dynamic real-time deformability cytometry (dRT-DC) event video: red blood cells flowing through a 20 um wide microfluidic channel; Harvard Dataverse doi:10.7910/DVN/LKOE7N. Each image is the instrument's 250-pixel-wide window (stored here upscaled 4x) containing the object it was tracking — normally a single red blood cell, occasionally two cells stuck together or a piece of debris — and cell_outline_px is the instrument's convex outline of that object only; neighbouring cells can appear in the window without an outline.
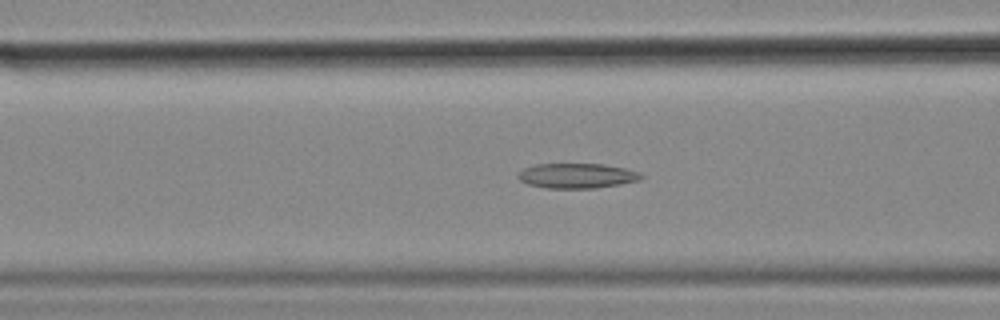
{"species": "common noctule bat (a hibernating species)", "species_latin": "Nyctalus noctula", "temperature_condition": "cold", "stored_images_in_passage": 56, "camera_frame_rate_fps": 3000, "um_per_image_px": 0.085, "animal": {"sex": "female", "body_mass_g": 18.4}, "frame": {"image": 1, "passage_image": 22, "time_ms": 7.0, "image_size_px": [1000, 320], "cell_outline_px": [[644, 176], [640, 180], [620, 184], [596, 188], [548, 188], [528, 184], [520, 180], [516, 176], [524, 168], [536, 164], [604, 164], [624, 168], [640, 172]], "centroid_in_image_um": [49.06, 14.94], "position_along_channel_um": 117.5, "area_um2": 17.86}}
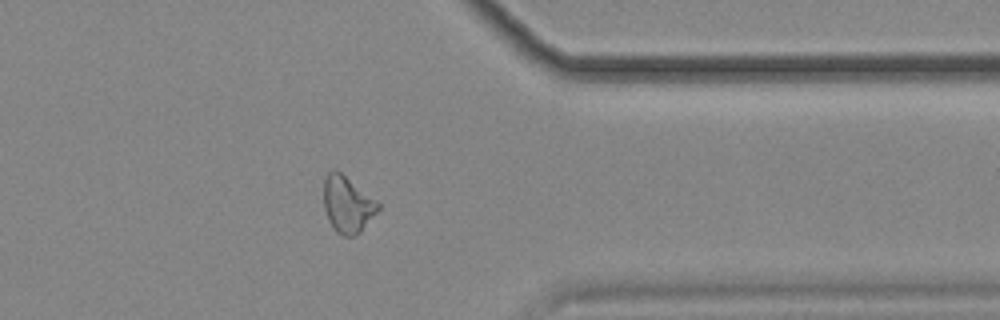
{"frame": {"image": 2, "passage_image": 45, "time_ms": 14.667, "image_size_px": [1000, 320], "cell_outline_px": [[380, 208], [360, 232], [356, 236], [344, 236], [336, 232], [328, 220], [324, 208], [324, 180], [328, 172], [332, 168], [336, 168], [376, 200], [380, 204]], "centroid_in_image_um": [29.52, 17.36], "position_along_channel_um": 381.9, "area_um2": 17.92}}
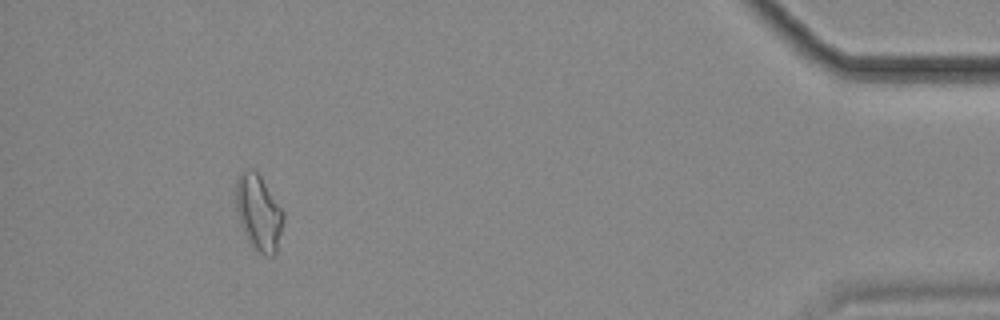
{"frame": {"image": 3, "passage_image": 52, "time_ms": 17.0, "image_size_px": [1000, 320], "cell_outline_px": [[284, 220], [276, 256], [264, 256], [252, 248], [240, 224], [236, 208], [236, 180], [240, 172], [244, 168], [252, 168], [260, 176], [284, 212]], "centroid_in_image_um": [21.99, 18.1], "position_along_channel_um": 413.2, "area_um2": 21.21}, "authors_computed_cell_mechanics": {"area_um2": 18.785, "velocity_mm_per_s": 3.5786, "shape_relaxation_time_tau1_ms": null, "shape_relaxation_time_tau2_ms": 5.0664, "deformation_change_tau1": null, "deformation_change_tau2": 0.1362}}